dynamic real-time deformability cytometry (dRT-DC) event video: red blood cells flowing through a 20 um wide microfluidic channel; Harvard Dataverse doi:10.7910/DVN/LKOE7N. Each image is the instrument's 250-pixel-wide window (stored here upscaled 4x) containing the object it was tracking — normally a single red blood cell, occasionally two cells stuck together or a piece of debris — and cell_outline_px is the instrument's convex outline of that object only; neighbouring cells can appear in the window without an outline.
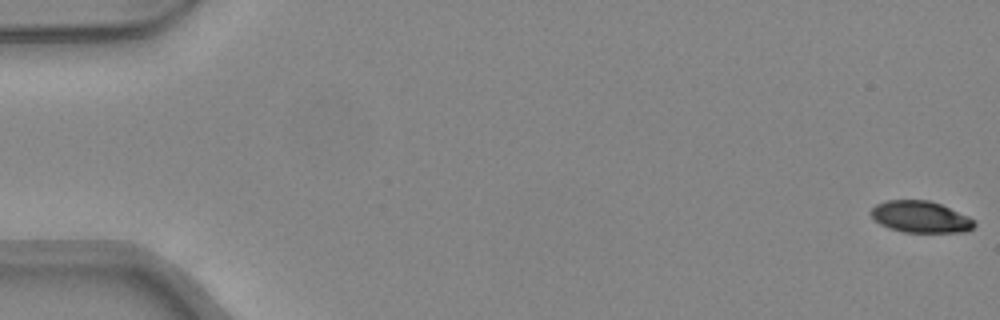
{"species": "common noctule bat (a hibernating species)", "species_latin": "Nyctalus noctula", "temperature_condition": "warm", "stored_images_in_passage": 48, "camera_frame_rate_fps": 3000, "um_per_image_px": 0.085, "animal": {"sex": "female", "body_mass_g": 24.6, "forearm_length_mm": 56.2}, "frame": {"image": 1, "passage_image": 1, "time_ms": 0.0, "image_size_px": [1000, 320], "cell_outline_px": [[976, 224], [972, 228], [964, 232], [904, 232], [888, 228], [880, 224], [868, 212], [876, 204], [884, 200], [928, 200], [940, 204], [968, 216]], "centroid_in_image_um": [78.2, 18.43], "position_along_channel_um": 6.8, "area_um2": 18.96}}
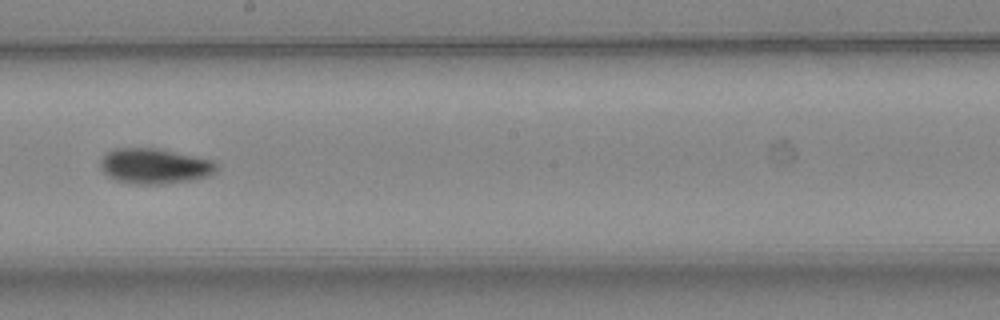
{"frame": {"image": 2, "passage_image": 28, "time_ms": 9.0, "image_size_px": [1000, 320], "cell_outline_px": [[216, 172], [208, 176], [192, 180], [156, 184], [136, 184], [116, 180], [108, 176], [104, 172], [100, 164], [100, 156], [104, 152], [112, 148], [156, 148], [212, 160], [216, 164]], "centroid_in_image_um": [13.08, 14.1], "position_along_channel_um": 235.1, "area_um2": 23.87}}
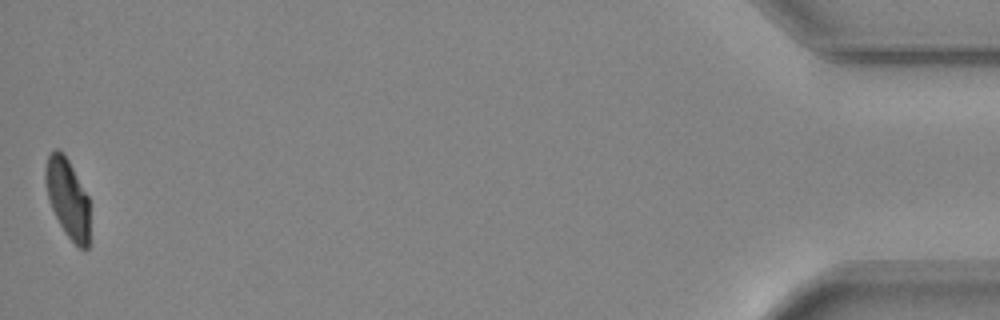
{"frame": {"image": 3, "passage_image": 48, "time_ms": 15.667, "image_size_px": [1000, 320], "cell_outline_px": [[88, 248], [80, 248], [68, 236], [60, 224], [52, 208], [48, 196], [44, 180], [44, 168], [48, 156], [56, 148], [64, 152], [88, 196]], "centroid_in_image_um": [5.72, 16.78], "position_along_channel_um": 429.5, "area_um2": 20.06}, "authors_computed_cell_mechanics": {"area_um2": 22.1085, "velocity_mm_per_s": 4.3698, "shape_relaxation_time_tau1_ms": 3.3942, "shape_relaxation_time_tau2_ms": 4.4416, "deformation_change_tau1": 0.1476, "deformation_change_tau2": 0.0867}}